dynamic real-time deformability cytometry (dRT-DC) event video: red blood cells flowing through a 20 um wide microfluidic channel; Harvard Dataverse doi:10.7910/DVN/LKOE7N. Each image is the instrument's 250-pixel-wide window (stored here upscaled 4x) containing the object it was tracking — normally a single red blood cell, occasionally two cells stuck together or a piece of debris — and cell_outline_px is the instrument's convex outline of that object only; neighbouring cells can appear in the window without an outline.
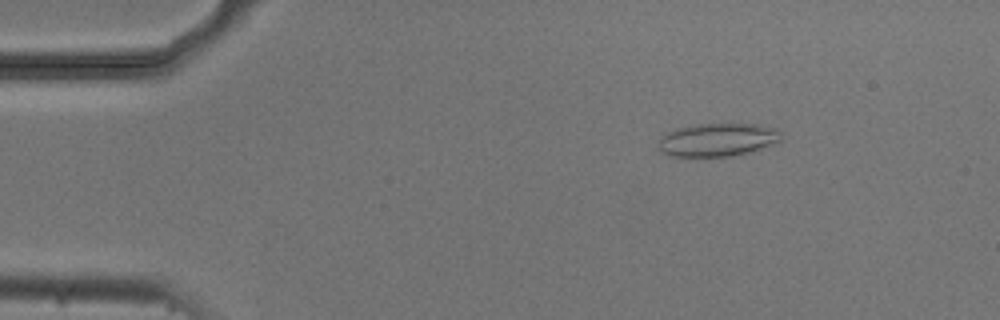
{"species": "common noctule bat (a hibernating species)", "species_latin": "Nyctalus noctula", "temperature_condition": "cold", "stored_images_in_passage": 54, "camera_frame_rate_fps": 3000, "um_per_image_px": 0.085, "animal": {"sex": "male", "body_mass_g": 20.5, "forearm_length_mm": 52.5}, "frame": {"image": 1, "passage_image": 8, "time_ms": 2.333, "image_size_px": [1000, 320], "cell_outline_px": [[784, 140], [748, 152], [732, 156], [672, 156], [664, 152], [660, 148], [660, 136], [676, 128], [696, 124], [756, 124], [776, 128], [784, 132]], "centroid_in_image_um": [61.07, 11.86], "position_along_channel_um": 23.9, "area_um2": 23.7}}
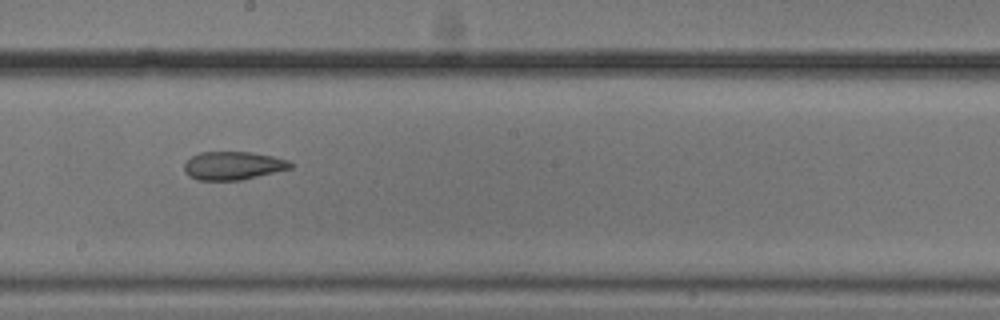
{"frame": {"image": 2, "passage_image": 30, "time_ms": 9.667, "image_size_px": [1000, 320], "cell_outline_px": [[296, 164], [292, 168], [240, 180], [196, 180], [188, 176], [184, 172], [184, 164], [192, 156], [200, 152], [252, 152], [272, 156], [288, 160]], "centroid_in_image_um": [19.81, 14.08], "position_along_channel_um": 228.4, "area_um2": 17.57}}
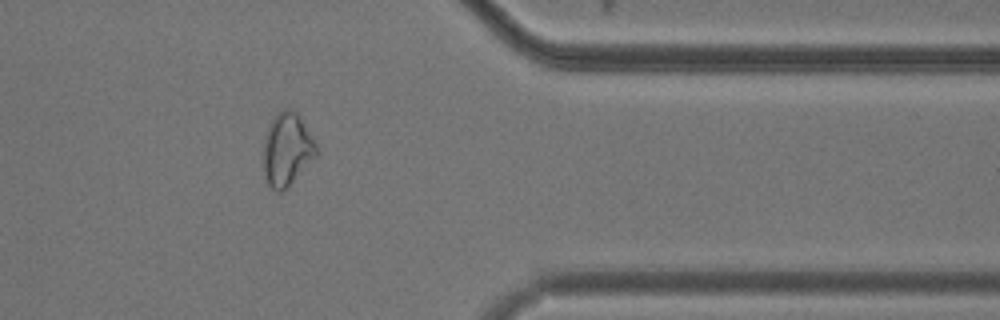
{"frame": {"image": 3, "passage_image": 44, "time_ms": 14.333, "image_size_px": [1000, 320], "cell_outline_px": [[316, 156], [288, 188], [284, 192], [280, 192], [272, 188], [268, 184], [264, 176], [260, 164], [264, 140], [268, 128], [272, 120], [284, 108], [292, 108], [296, 112], [312, 136], [316, 144]], "centroid_in_image_um": [24.35, 12.76], "position_along_channel_um": 387.1, "area_um2": 22.77}, "authors_computed_cell_mechanics": {"area_um2": 21.2126, "velocity_mm_per_s": 3.7253, "shape_relaxation_time_tau1_ms": null, "shape_relaxation_time_tau2_ms": 4.5883, "deformation_change_tau1": null, "deformation_change_tau2": 0.1277}}